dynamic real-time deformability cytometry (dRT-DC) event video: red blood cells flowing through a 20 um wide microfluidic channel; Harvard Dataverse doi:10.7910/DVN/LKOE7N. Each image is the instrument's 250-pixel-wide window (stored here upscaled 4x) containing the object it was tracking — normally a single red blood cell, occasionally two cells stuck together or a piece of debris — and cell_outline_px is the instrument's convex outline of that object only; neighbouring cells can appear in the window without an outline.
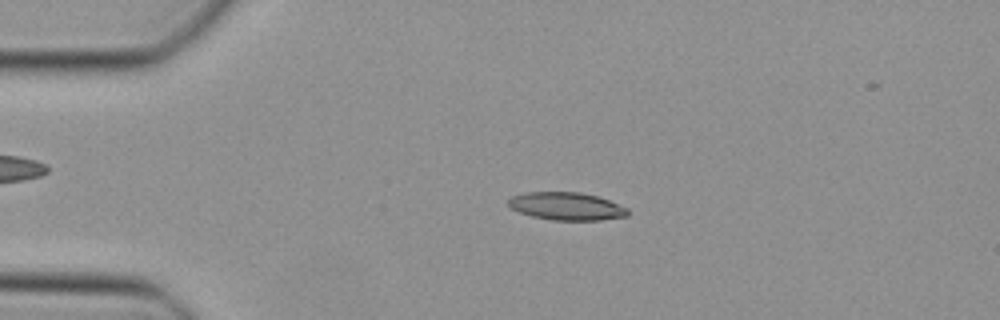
{"species": "Egyptian fruit bat (a non-hibernating species)", "species_latin": "Rousettus aegyptiacus", "temperature_condition": "cold", "stored_images_in_passage": 45, "camera_frame_rate_fps": 3000, "um_per_image_px": 0.085, "animal": {"sex": "female"}, "frame": {"image": 1, "passage_image": 10, "time_ms": 3.0, "image_size_px": [1000, 320], "cell_outline_px": [[628, 216], [600, 220], [552, 220], [532, 216], [520, 212], [512, 208], [508, 204], [508, 200], [512, 196], [524, 192], [580, 192], [596, 196], [608, 200], [628, 208]], "centroid_in_image_um": [48.15, 17.53], "position_along_channel_um": 36.8, "area_um2": 19.25}}
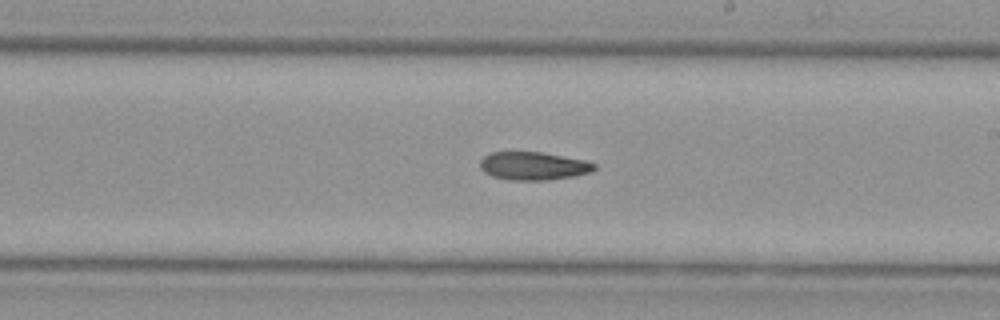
{"frame": {"image": 2, "passage_image": 27, "time_ms": 8.667, "image_size_px": [1000, 320], "cell_outline_px": [[596, 168], [592, 172], [576, 176], [548, 180], [508, 180], [492, 176], [484, 172], [480, 168], [480, 160], [488, 152], [540, 152], [588, 160], [596, 164]], "centroid_in_image_um": [45.36, 14.11], "position_along_channel_um": 243.6, "area_um2": 19.02}}
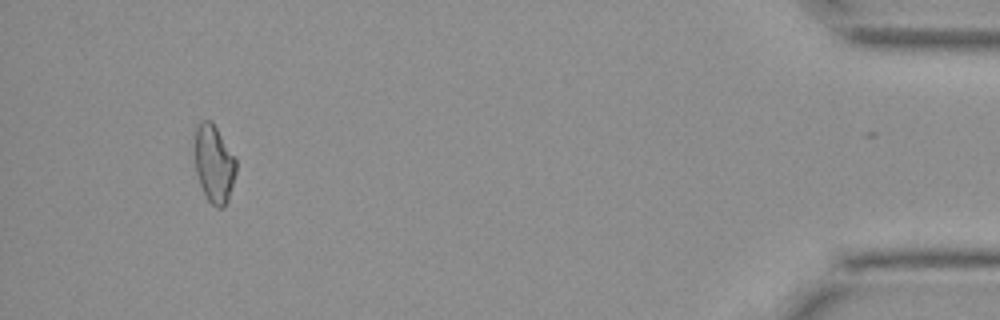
{"frame": {"image": 3, "passage_image": 44, "time_ms": 14.333, "image_size_px": [1000, 320], "cell_outline_px": [[236, 172], [228, 200], [224, 208], [216, 208], [208, 200], [200, 184], [196, 172], [196, 128], [200, 120], [212, 120], [236, 160]], "centroid_in_image_um": [18.21, 13.94], "position_along_channel_um": 417.0, "area_um2": 18.44}}